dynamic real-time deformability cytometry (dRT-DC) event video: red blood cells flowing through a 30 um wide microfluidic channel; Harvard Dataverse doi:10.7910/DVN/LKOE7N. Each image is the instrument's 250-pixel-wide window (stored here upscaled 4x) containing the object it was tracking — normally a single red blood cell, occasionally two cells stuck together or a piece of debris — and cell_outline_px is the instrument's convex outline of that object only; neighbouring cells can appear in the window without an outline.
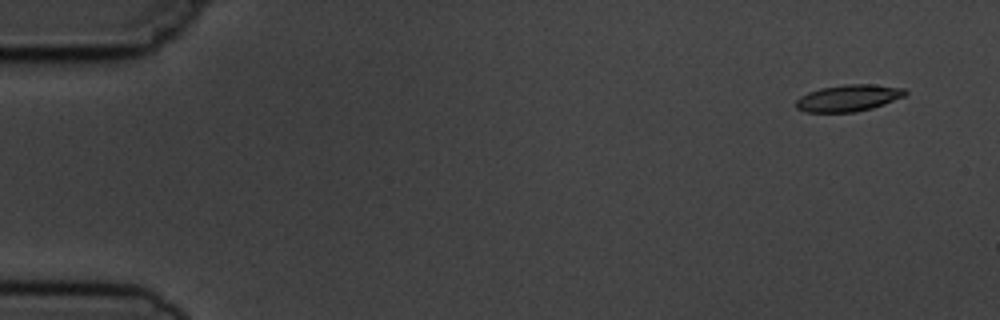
{"species": "common noctule bat (a hibernating species)", "species_latin": "Nyctalus noctula", "temperature_condition": "cold", "stored_images_in_passage": 6, "camera_frame_rate_fps": 3000, "um_per_image_px": 0.085, "animal": {"sex": "male", "body_mass_g": 19.5, "forearm_length_mm": 54.6}, "frame": {"image": 1, "passage_image": 1, "time_ms": 0.0, "image_size_px": [1000, 320], "cell_outline_px": [[908, 92], [904, 96], [884, 104], [872, 108], [856, 112], [804, 112], [796, 108], [796, 100], [800, 96], [808, 92], [820, 88], [844, 84], [872, 84], [904, 88]], "centroid_in_image_um": [72.1, 8.33], "position_along_channel_um": 12.9, "area_um2": 17.05}}
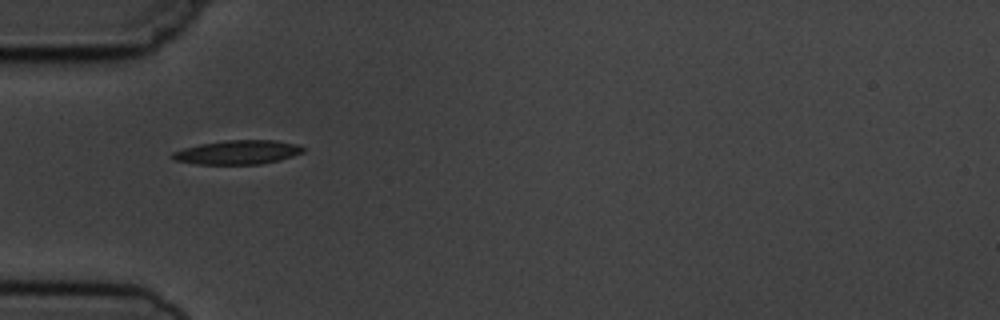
{"frame": {"image": 2, "passage_image": 5, "time_ms": 4.667, "image_size_px": [1000, 320], "cell_outline_px": [[304, 152], [280, 160], [260, 164], [196, 164], [176, 160], [172, 156], [172, 152], [184, 148], [200, 144], [224, 140], [276, 140], [296, 144], [304, 148]], "centroid_in_image_um": [20.22, 12.94], "position_along_channel_um": 64.8, "area_um2": 18.21}}
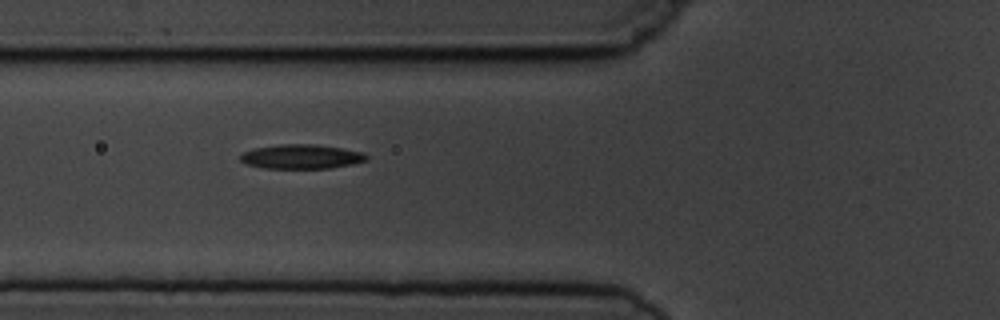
{"frame": {"image": 3, "passage_image": 6, "time_ms": 5.667, "image_size_px": [1000, 320], "cell_outline_px": [[368, 160], [352, 164], [328, 168], [264, 168], [248, 164], [240, 160], [240, 156], [244, 152], [252, 148], [280, 144], [316, 144], [344, 148], [364, 152], [368, 156]], "centroid_in_image_um": [25.65, 13.3], "position_along_channel_um": 100.2, "area_um2": 17.98}}